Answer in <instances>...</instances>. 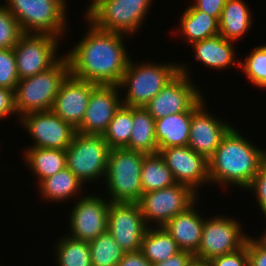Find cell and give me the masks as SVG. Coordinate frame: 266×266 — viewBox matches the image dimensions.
<instances>
[{"label":"cell","instance_id":"obj_1","mask_svg":"<svg viewBox=\"0 0 266 266\" xmlns=\"http://www.w3.org/2000/svg\"><path fill=\"white\" fill-rule=\"evenodd\" d=\"M85 20L87 32L64 54L70 75L97 85L118 86L131 58L124 44L128 35L98 29Z\"/></svg>","mask_w":266,"mask_h":266},{"label":"cell","instance_id":"obj_2","mask_svg":"<svg viewBox=\"0 0 266 266\" xmlns=\"http://www.w3.org/2000/svg\"><path fill=\"white\" fill-rule=\"evenodd\" d=\"M233 126L208 160L210 185L246 190L266 160V151L241 135ZM224 186V187H223Z\"/></svg>","mask_w":266,"mask_h":266},{"label":"cell","instance_id":"obj_3","mask_svg":"<svg viewBox=\"0 0 266 266\" xmlns=\"http://www.w3.org/2000/svg\"><path fill=\"white\" fill-rule=\"evenodd\" d=\"M180 72V63L134 62L131 58L119 83L126 91L123 105L144 107ZM127 89V90H126Z\"/></svg>","mask_w":266,"mask_h":266},{"label":"cell","instance_id":"obj_4","mask_svg":"<svg viewBox=\"0 0 266 266\" xmlns=\"http://www.w3.org/2000/svg\"><path fill=\"white\" fill-rule=\"evenodd\" d=\"M69 75V62L63 55L48 70L20 79L14 90L15 111L19 118L30 112L52 110L57 93Z\"/></svg>","mask_w":266,"mask_h":266},{"label":"cell","instance_id":"obj_5","mask_svg":"<svg viewBox=\"0 0 266 266\" xmlns=\"http://www.w3.org/2000/svg\"><path fill=\"white\" fill-rule=\"evenodd\" d=\"M146 153L126 148L110 149L104 177L110 202L138 203L142 192L141 168ZM110 194V195H109Z\"/></svg>","mask_w":266,"mask_h":266},{"label":"cell","instance_id":"obj_6","mask_svg":"<svg viewBox=\"0 0 266 266\" xmlns=\"http://www.w3.org/2000/svg\"><path fill=\"white\" fill-rule=\"evenodd\" d=\"M153 0H91L84 18L104 31L125 34L139 33Z\"/></svg>","mask_w":266,"mask_h":266},{"label":"cell","instance_id":"obj_7","mask_svg":"<svg viewBox=\"0 0 266 266\" xmlns=\"http://www.w3.org/2000/svg\"><path fill=\"white\" fill-rule=\"evenodd\" d=\"M66 1L5 0L4 6L16 18L23 33L50 34L62 38L68 32Z\"/></svg>","mask_w":266,"mask_h":266},{"label":"cell","instance_id":"obj_8","mask_svg":"<svg viewBox=\"0 0 266 266\" xmlns=\"http://www.w3.org/2000/svg\"><path fill=\"white\" fill-rule=\"evenodd\" d=\"M109 152L102 134L76 132L66 148V167L83 183L104 180Z\"/></svg>","mask_w":266,"mask_h":266},{"label":"cell","instance_id":"obj_9","mask_svg":"<svg viewBox=\"0 0 266 266\" xmlns=\"http://www.w3.org/2000/svg\"><path fill=\"white\" fill-rule=\"evenodd\" d=\"M230 216L217 215L206 218L201 241L194 254L197 265H204L210 259L235 252L245 245L247 235L241 222Z\"/></svg>","mask_w":266,"mask_h":266},{"label":"cell","instance_id":"obj_10","mask_svg":"<svg viewBox=\"0 0 266 266\" xmlns=\"http://www.w3.org/2000/svg\"><path fill=\"white\" fill-rule=\"evenodd\" d=\"M198 196L191 187L176 183L167 188L143 193L138 204L148 227H154L155 224V227H163L175 215L198 202Z\"/></svg>","mask_w":266,"mask_h":266},{"label":"cell","instance_id":"obj_11","mask_svg":"<svg viewBox=\"0 0 266 266\" xmlns=\"http://www.w3.org/2000/svg\"><path fill=\"white\" fill-rule=\"evenodd\" d=\"M60 40L50 34L23 33L13 47L19 79L32 77L53 67L63 57L57 51Z\"/></svg>","mask_w":266,"mask_h":266},{"label":"cell","instance_id":"obj_12","mask_svg":"<svg viewBox=\"0 0 266 266\" xmlns=\"http://www.w3.org/2000/svg\"><path fill=\"white\" fill-rule=\"evenodd\" d=\"M189 74V67L180 64V72L144 106L154 119L186 112L203 97Z\"/></svg>","mask_w":266,"mask_h":266},{"label":"cell","instance_id":"obj_13","mask_svg":"<svg viewBox=\"0 0 266 266\" xmlns=\"http://www.w3.org/2000/svg\"><path fill=\"white\" fill-rule=\"evenodd\" d=\"M25 131L32 138L29 147L66 149L76 133V129L56 115L52 110L30 112L19 118Z\"/></svg>","mask_w":266,"mask_h":266},{"label":"cell","instance_id":"obj_14","mask_svg":"<svg viewBox=\"0 0 266 266\" xmlns=\"http://www.w3.org/2000/svg\"><path fill=\"white\" fill-rule=\"evenodd\" d=\"M147 229L138 203L110 202L107 230L123 251H139Z\"/></svg>","mask_w":266,"mask_h":266},{"label":"cell","instance_id":"obj_15","mask_svg":"<svg viewBox=\"0 0 266 266\" xmlns=\"http://www.w3.org/2000/svg\"><path fill=\"white\" fill-rule=\"evenodd\" d=\"M77 200L72 204L74 207L70 211V230L67 235L90 242L107 230L110 201L98 194L81 195Z\"/></svg>","mask_w":266,"mask_h":266},{"label":"cell","instance_id":"obj_16","mask_svg":"<svg viewBox=\"0 0 266 266\" xmlns=\"http://www.w3.org/2000/svg\"><path fill=\"white\" fill-rule=\"evenodd\" d=\"M204 100L202 97L192 107L188 146L209 160L233 126L208 112Z\"/></svg>","mask_w":266,"mask_h":266},{"label":"cell","instance_id":"obj_17","mask_svg":"<svg viewBox=\"0 0 266 266\" xmlns=\"http://www.w3.org/2000/svg\"><path fill=\"white\" fill-rule=\"evenodd\" d=\"M159 153L177 183L187 185L197 193L202 185H210L208 160L188 145L168 147Z\"/></svg>","mask_w":266,"mask_h":266},{"label":"cell","instance_id":"obj_18","mask_svg":"<svg viewBox=\"0 0 266 266\" xmlns=\"http://www.w3.org/2000/svg\"><path fill=\"white\" fill-rule=\"evenodd\" d=\"M120 90L116 85H97L90 94L85 115L76 132L103 135L123 104Z\"/></svg>","mask_w":266,"mask_h":266},{"label":"cell","instance_id":"obj_19","mask_svg":"<svg viewBox=\"0 0 266 266\" xmlns=\"http://www.w3.org/2000/svg\"><path fill=\"white\" fill-rule=\"evenodd\" d=\"M96 86L69 75L57 93L52 111L76 129L83 120L90 94Z\"/></svg>","mask_w":266,"mask_h":266},{"label":"cell","instance_id":"obj_20","mask_svg":"<svg viewBox=\"0 0 266 266\" xmlns=\"http://www.w3.org/2000/svg\"><path fill=\"white\" fill-rule=\"evenodd\" d=\"M197 206L198 204L195 202L186 211L178 213L163 226L176 241L180 250L193 254L199 248L205 221L201 212L197 211Z\"/></svg>","mask_w":266,"mask_h":266},{"label":"cell","instance_id":"obj_21","mask_svg":"<svg viewBox=\"0 0 266 266\" xmlns=\"http://www.w3.org/2000/svg\"><path fill=\"white\" fill-rule=\"evenodd\" d=\"M235 43L222 37L219 33L202 41L191 44L195 59L210 69H228L231 65L240 67V61H236ZM235 63V64H234Z\"/></svg>","mask_w":266,"mask_h":266},{"label":"cell","instance_id":"obj_22","mask_svg":"<svg viewBox=\"0 0 266 266\" xmlns=\"http://www.w3.org/2000/svg\"><path fill=\"white\" fill-rule=\"evenodd\" d=\"M191 120L192 108L186 112L155 119V135L158 143V152L168 147L187 146Z\"/></svg>","mask_w":266,"mask_h":266},{"label":"cell","instance_id":"obj_23","mask_svg":"<svg viewBox=\"0 0 266 266\" xmlns=\"http://www.w3.org/2000/svg\"><path fill=\"white\" fill-rule=\"evenodd\" d=\"M244 0H227L219 18V34L236 42L248 33L252 26V15Z\"/></svg>","mask_w":266,"mask_h":266},{"label":"cell","instance_id":"obj_24","mask_svg":"<svg viewBox=\"0 0 266 266\" xmlns=\"http://www.w3.org/2000/svg\"><path fill=\"white\" fill-rule=\"evenodd\" d=\"M188 7V8H187ZM180 18V25L176 29L181 34L187 45L202 41L219 33V19L211 17L201 10L195 9L192 5L187 6Z\"/></svg>","mask_w":266,"mask_h":266},{"label":"cell","instance_id":"obj_25","mask_svg":"<svg viewBox=\"0 0 266 266\" xmlns=\"http://www.w3.org/2000/svg\"><path fill=\"white\" fill-rule=\"evenodd\" d=\"M84 183L67 167L53 176L45 178L38 185L41 198L49 202L63 203L80 194Z\"/></svg>","mask_w":266,"mask_h":266},{"label":"cell","instance_id":"obj_26","mask_svg":"<svg viewBox=\"0 0 266 266\" xmlns=\"http://www.w3.org/2000/svg\"><path fill=\"white\" fill-rule=\"evenodd\" d=\"M23 155L38 184L66 167V149L28 147Z\"/></svg>","mask_w":266,"mask_h":266},{"label":"cell","instance_id":"obj_27","mask_svg":"<svg viewBox=\"0 0 266 266\" xmlns=\"http://www.w3.org/2000/svg\"><path fill=\"white\" fill-rule=\"evenodd\" d=\"M125 148L146 154L158 153L155 119L144 107H133V127Z\"/></svg>","mask_w":266,"mask_h":266},{"label":"cell","instance_id":"obj_28","mask_svg":"<svg viewBox=\"0 0 266 266\" xmlns=\"http://www.w3.org/2000/svg\"><path fill=\"white\" fill-rule=\"evenodd\" d=\"M140 251L149 262L156 264L176 255L181 250L163 227H148L142 238Z\"/></svg>","mask_w":266,"mask_h":266},{"label":"cell","instance_id":"obj_29","mask_svg":"<svg viewBox=\"0 0 266 266\" xmlns=\"http://www.w3.org/2000/svg\"><path fill=\"white\" fill-rule=\"evenodd\" d=\"M140 176L143 193L167 188L177 183L159 152L144 156Z\"/></svg>","mask_w":266,"mask_h":266},{"label":"cell","instance_id":"obj_30","mask_svg":"<svg viewBox=\"0 0 266 266\" xmlns=\"http://www.w3.org/2000/svg\"><path fill=\"white\" fill-rule=\"evenodd\" d=\"M54 252L57 266H92L89 242L63 234L57 240Z\"/></svg>","mask_w":266,"mask_h":266},{"label":"cell","instance_id":"obj_31","mask_svg":"<svg viewBox=\"0 0 266 266\" xmlns=\"http://www.w3.org/2000/svg\"><path fill=\"white\" fill-rule=\"evenodd\" d=\"M132 127L133 107L122 104L103 133L109 148H125L129 144Z\"/></svg>","mask_w":266,"mask_h":266},{"label":"cell","instance_id":"obj_32","mask_svg":"<svg viewBox=\"0 0 266 266\" xmlns=\"http://www.w3.org/2000/svg\"><path fill=\"white\" fill-rule=\"evenodd\" d=\"M89 246L92 266H117L125 254L108 230L90 241Z\"/></svg>","mask_w":266,"mask_h":266},{"label":"cell","instance_id":"obj_33","mask_svg":"<svg viewBox=\"0 0 266 266\" xmlns=\"http://www.w3.org/2000/svg\"><path fill=\"white\" fill-rule=\"evenodd\" d=\"M240 68L245 76L257 88L266 89V44L254 47L247 54L244 61H240Z\"/></svg>","mask_w":266,"mask_h":266},{"label":"cell","instance_id":"obj_34","mask_svg":"<svg viewBox=\"0 0 266 266\" xmlns=\"http://www.w3.org/2000/svg\"><path fill=\"white\" fill-rule=\"evenodd\" d=\"M22 34L16 18L0 4V49L13 48Z\"/></svg>","mask_w":266,"mask_h":266},{"label":"cell","instance_id":"obj_35","mask_svg":"<svg viewBox=\"0 0 266 266\" xmlns=\"http://www.w3.org/2000/svg\"><path fill=\"white\" fill-rule=\"evenodd\" d=\"M19 80L13 48L0 49V88L14 91Z\"/></svg>","mask_w":266,"mask_h":266},{"label":"cell","instance_id":"obj_36","mask_svg":"<svg viewBox=\"0 0 266 266\" xmlns=\"http://www.w3.org/2000/svg\"><path fill=\"white\" fill-rule=\"evenodd\" d=\"M255 194L261 213L266 216V160L262 163L251 185L246 189Z\"/></svg>","mask_w":266,"mask_h":266},{"label":"cell","instance_id":"obj_37","mask_svg":"<svg viewBox=\"0 0 266 266\" xmlns=\"http://www.w3.org/2000/svg\"><path fill=\"white\" fill-rule=\"evenodd\" d=\"M203 266H248V251L244 245L239 250L216 256L206 262Z\"/></svg>","mask_w":266,"mask_h":266},{"label":"cell","instance_id":"obj_38","mask_svg":"<svg viewBox=\"0 0 266 266\" xmlns=\"http://www.w3.org/2000/svg\"><path fill=\"white\" fill-rule=\"evenodd\" d=\"M256 238L248 236L245 242L248 251V266H266V245Z\"/></svg>","mask_w":266,"mask_h":266},{"label":"cell","instance_id":"obj_39","mask_svg":"<svg viewBox=\"0 0 266 266\" xmlns=\"http://www.w3.org/2000/svg\"><path fill=\"white\" fill-rule=\"evenodd\" d=\"M226 2L227 0H194L192 6L219 19Z\"/></svg>","mask_w":266,"mask_h":266},{"label":"cell","instance_id":"obj_40","mask_svg":"<svg viewBox=\"0 0 266 266\" xmlns=\"http://www.w3.org/2000/svg\"><path fill=\"white\" fill-rule=\"evenodd\" d=\"M11 115H17L15 111L14 91L7 88H0V120Z\"/></svg>","mask_w":266,"mask_h":266},{"label":"cell","instance_id":"obj_41","mask_svg":"<svg viewBox=\"0 0 266 266\" xmlns=\"http://www.w3.org/2000/svg\"><path fill=\"white\" fill-rule=\"evenodd\" d=\"M153 266H197V263L193 253L181 250L176 255Z\"/></svg>","mask_w":266,"mask_h":266},{"label":"cell","instance_id":"obj_42","mask_svg":"<svg viewBox=\"0 0 266 266\" xmlns=\"http://www.w3.org/2000/svg\"><path fill=\"white\" fill-rule=\"evenodd\" d=\"M117 266H153L139 250L136 252H125Z\"/></svg>","mask_w":266,"mask_h":266},{"label":"cell","instance_id":"obj_43","mask_svg":"<svg viewBox=\"0 0 266 266\" xmlns=\"http://www.w3.org/2000/svg\"><path fill=\"white\" fill-rule=\"evenodd\" d=\"M258 239L266 245V229L263 231L262 236H260Z\"/></svg>","mask_w":266,"mask_h":266}]
</instances>
